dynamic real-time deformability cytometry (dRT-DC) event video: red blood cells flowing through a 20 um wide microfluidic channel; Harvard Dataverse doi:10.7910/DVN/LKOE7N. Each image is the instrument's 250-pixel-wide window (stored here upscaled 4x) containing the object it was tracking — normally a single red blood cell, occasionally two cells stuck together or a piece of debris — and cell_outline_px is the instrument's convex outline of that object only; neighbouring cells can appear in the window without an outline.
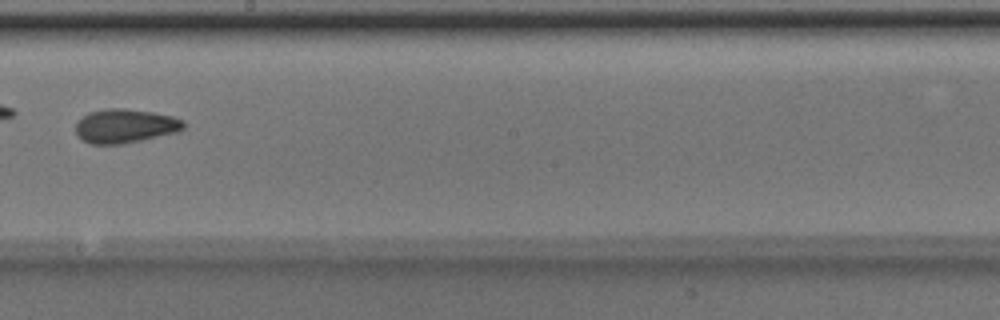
{"species": "Egyptian fruit bat (a non-hibernating species)", "species_latin": "Rousettus aegyptiacus", "temperature_condition": "room temperature", "stored_images_in_passage": 8, "camera_frame_rate_fps": 3000, "um_per_image_px": 0.085, "animal": {"sex": "male"}, "frame": {"image": 1, "passage_image": 8, "time_ms": 2.333, "image_size_px": [1000, 320], "cell_outline_px": [[184, 128], [180, 132], [120, 144], [88, 144], [76, 132], [76, 120], [88, 112], [104, 108], [124, 108], [152, 112], [172, 116], [184, 120]], "centroid_in_image_um": [10.63, 10.69], "position_along_channel_um": 237.6, "area_um2": 21.5}}